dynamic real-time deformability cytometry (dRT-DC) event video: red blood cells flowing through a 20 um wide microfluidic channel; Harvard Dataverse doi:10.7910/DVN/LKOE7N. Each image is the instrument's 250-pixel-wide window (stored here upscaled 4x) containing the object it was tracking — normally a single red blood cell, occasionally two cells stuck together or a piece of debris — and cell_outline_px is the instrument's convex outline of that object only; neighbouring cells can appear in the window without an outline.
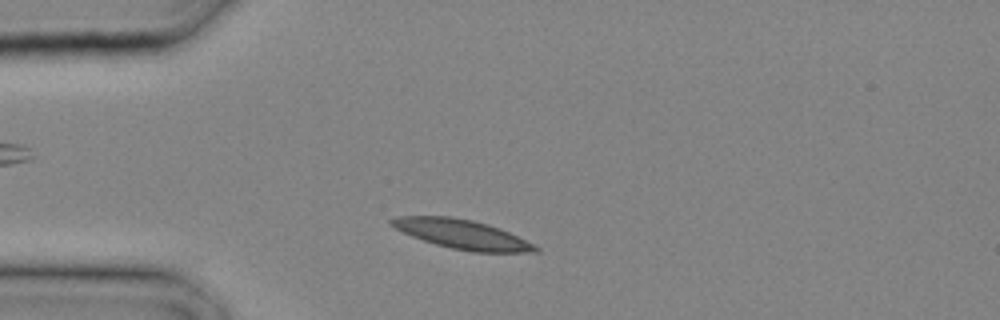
{"species": "common noctule bat (a hibernating species)", "species_latin": "Nyctalus noctula", "temperature_condition": "cold", "stored_images_in_passage": 7, "camera_frame_rate_fps": 3000, "um_per_image_px": 0.085, "animal": {"sex": "male", "body_mass_g": 20.4}, "frame": {"image": 1, "passage_image": 2, "time_ms": 0.333, "image_size_px": [1000, 320], "cell_outline_px": [[540, 252], [472, 252], [452, 248], [436, 244], [412, 236], [388, 224], [388, 220], [400, 216], [452, 216], [472, 220], [488, 224], [500, 228], [540, 248]], "centroid_in_image_um": [39.26, 19.9], "position_along_channel_um": 45.7, "area_um2": 24.28}}
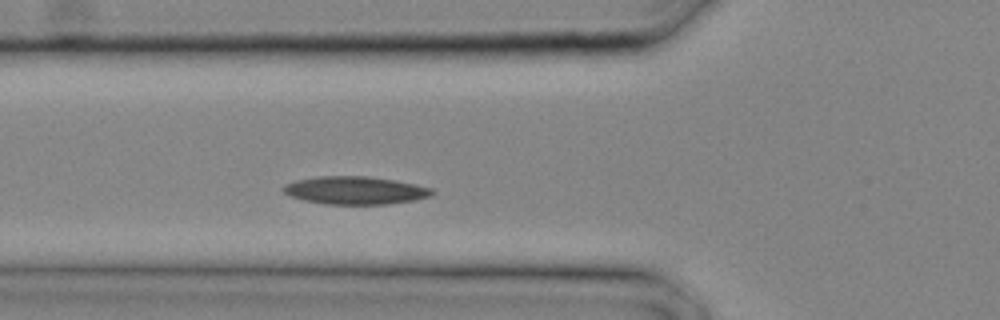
{"frame": {"image": 2, "passage_image": 5, "time_ms": 1.333, "image_size_px": [1000, 320], "cell_outline_px": [[436, 192], [432, 196], [416, 200], [388, 204], [324, 204], [300, 200], [288, 196], [280, 188], [284, 184], [296, 180], [320, 176], [368, 176], [396, 180], [416, 184], [432, 188]], "centroid_in_image_um": [30.19, 16.18], "position_along_channel_um": 95.6, "area_um2": 24.62}}
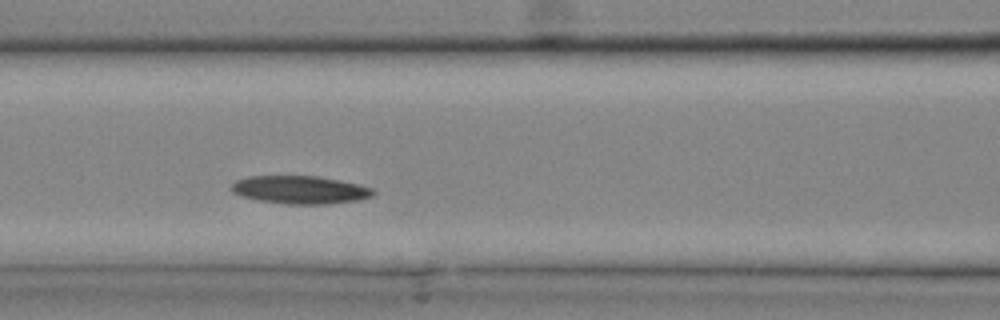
{"frame": {"image": 3, "passage_image": 7, "time_ms": 2.0, "image_size_px": [1000, 320], "cell_outline_px": [[376, 192], [372, 196], [360, 200], [332, 204], [284, 204], [256, 200], [232, 192], [232, 184], [236, 180], [248, 176], [316, 176], [360, 184], [372, 188]], "centroid_in_image_um": [25.54, 16.14], "position_along_channel_um": 141.1, "area_um2": 23.24}}